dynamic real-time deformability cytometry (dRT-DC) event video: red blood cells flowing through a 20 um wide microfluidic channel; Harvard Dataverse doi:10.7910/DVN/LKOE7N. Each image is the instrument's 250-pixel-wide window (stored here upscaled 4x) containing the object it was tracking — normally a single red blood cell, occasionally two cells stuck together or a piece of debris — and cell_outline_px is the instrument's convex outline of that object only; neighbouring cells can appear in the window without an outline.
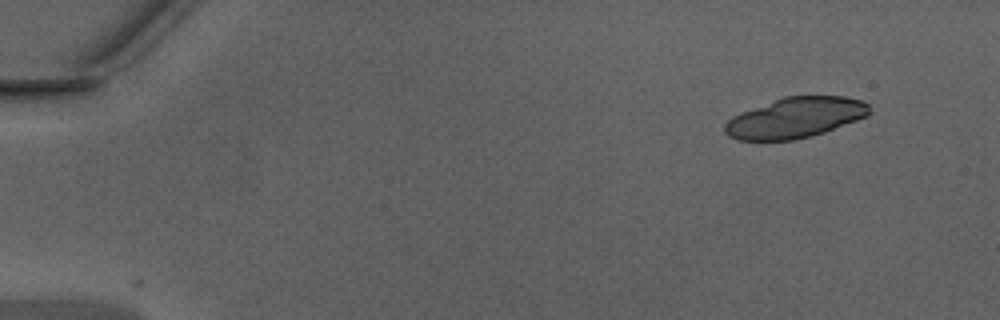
{"species": "Egyptian fruit bat (a non-hibernating species)", "species_latin": "Rousettus aegyptiacus", "temperature_condition": "warm", "stored_images_in_passage": 15, "camera_frame_rate_fps": 3000, "um_per_image_px": 0.085, "animal": {"sex": "male"}, "frame": {"image": 1, "passage_image": 1, "time_ms": 0.0, "image_size_px": [1000, 320], "cell_outline_px": [[872, 112], [868, 116], [824, 132], [812, 136], [792, 140], [736, 140], [728, 136], [724, 132], [724, 124], [732, 116], [784, 96], [844, 96], [864, 100], [868, 104]], "centroid_in_image_um": [67.62, 10.01], "position_along_channel_um": 17.4, "area_um2": 34.16}}